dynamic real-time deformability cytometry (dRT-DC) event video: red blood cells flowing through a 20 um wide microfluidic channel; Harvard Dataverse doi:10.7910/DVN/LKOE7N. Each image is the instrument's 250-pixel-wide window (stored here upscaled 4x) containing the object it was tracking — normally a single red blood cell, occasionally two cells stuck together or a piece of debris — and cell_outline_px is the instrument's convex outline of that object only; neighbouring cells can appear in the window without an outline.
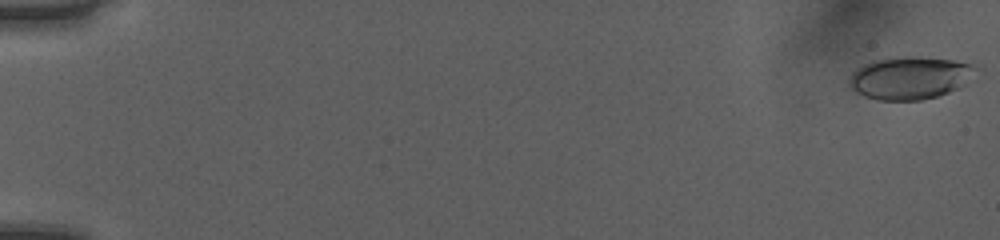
{"species": "human", "species_latin": "Homo sapiens", "temperature_condition": "room temperature", "stored_images_in_passage": 52, "camera_frame_rate_fps": 3000, "um_per_image_px": 0.085, "donor": {"sex": "female"}, "frame": {"image": 1, "passage_image": 1, "time_ms": 0.0, "image_size_px": [1000, 240], "cell_outline_px": [[984, 68], [960, 88], [936, 96], [920, 100], [876, 100], [864, 96], [856, 92], [848, 84], [848, 76], [856, 68], [864, 64], [876, 60], [908, 56], [916, 56], [956, 60], [972, 64]], "centroid_in_image_um": [77.4, 6.61], "position_along_channel_um": 7.6, "area_um2": 31.96}}
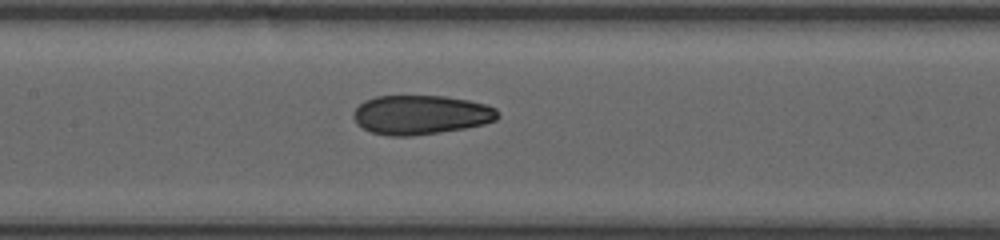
{"frame": {"image": 2, "passage_image": 27, "time_ms": 8.667, "image_size_px": [1000, 240], "cell_outline_px": [[500, 116], [496, 120], [484, 124], [464, 128], [440, 132], [412, 136], [392, 136], [372, 132], [356, 124], [352, 116], [352, 112], [364, 100], [376, 96], [444, 96], [468, 100], [484, 104], [496, 108], [500, 112]], "centroid_in_image_um": [35.77, 9.75], "position_along_channel_um": 171.6, "area_um2": 33.12}}
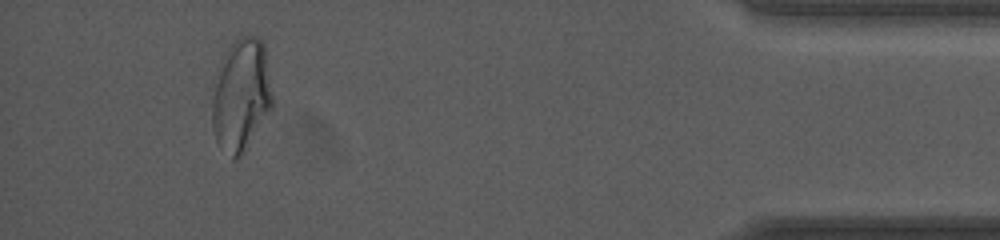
{"frame": {"image": 3, "passage_image": 49, "time_ms": 16.0, "image_size_px": [1000, 240], "cell_outline_px": [[272, 108], [244, 152], [236, 160], [232, 160], [216, 140], [212, 124], [212, 100], [216, 84], [224, 56], [228, 48], [240, 36], [260, 36], [264, 44], [272, 96]], "centroid_in_image_um": [20.52, 8.11], "position_along_channel_um": 414.7, "area_um2": 38.84}, "authors_computed_cell_mechanics": {"area_um2": 32.9171, "velocity_mm_per_s": 4.0591, "shape_relaxation_time_tau1_ms": 6.8276, "shape_relaxation_time_tau2_ms": 1.8636, "deformation_change_tau1": 0.1735, "deformation_change_tau2": 0.0726}}